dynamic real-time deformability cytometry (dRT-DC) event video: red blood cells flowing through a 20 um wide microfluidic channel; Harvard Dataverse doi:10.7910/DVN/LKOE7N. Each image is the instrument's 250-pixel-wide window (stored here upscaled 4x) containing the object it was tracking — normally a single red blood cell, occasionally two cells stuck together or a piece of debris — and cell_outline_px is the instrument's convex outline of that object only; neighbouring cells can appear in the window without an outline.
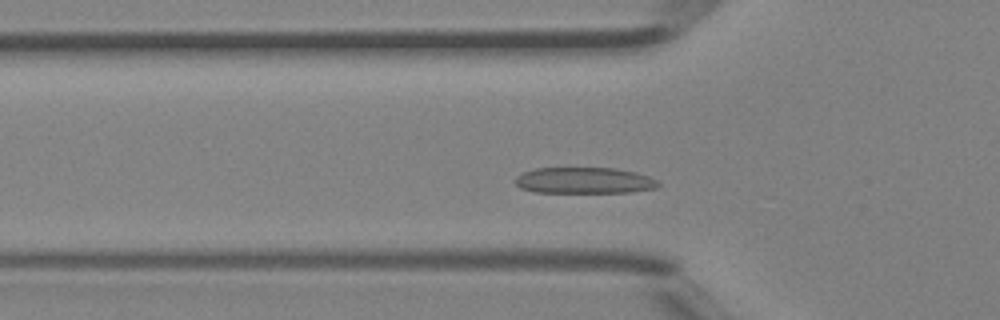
{"species": "Egyptian fruit bat (a non-hibernating species)", "species_latin": "Rousettus aegyptiacus", "temperature_condition": "room temperature", "stored_images_in_passage": 48, "camera_frame_rate_fps": 3000, "um_per_image_px": 0.085, "animal": {"sex": "female"}, "frame": {"image": 1, "passage_image": 16, "time_ms": 5.0, "image_size_px": [1000, 320], "cell_outline_px": [[660, 184], [656, 188], [632, 192], [532, 192], [520, 188], [516, 184], [516, 176], [524, 172], [536, 168], [616, 168], [636, 172], [648, 176], [656, 180]], "centroid_in_image_um": [49.66, 15.34], "position_along_channel_um": 76.1, "area_um2": 21.79}}
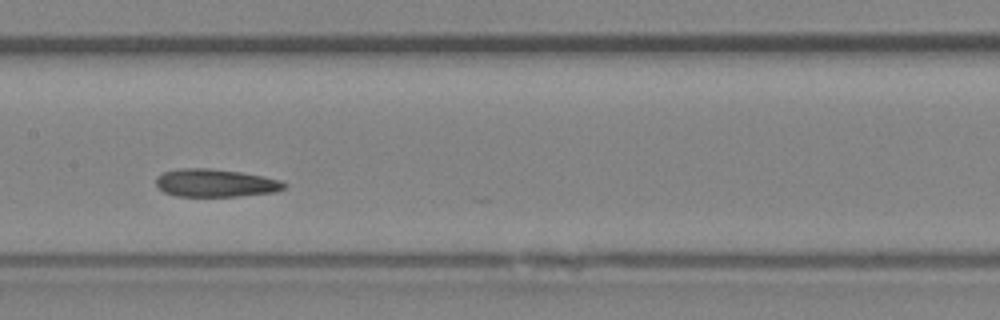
{"frame": {"image": 2, "passage_image": 24, "time_ms": 7.667, "image_size_px": [1000, 320], "cell_outline_px": [[288, 184], [284, 188], [276, 192], [240, 196], [176, 196], [164, 192], [156, 184], [156, 176], [164, 172], [180, 168], [208, 168], [240, 172], [264, 176], [280, 180]], "centroid_in_image_um": [18.33, 15.55], "position_along_channel_um": 189.1, "area_um2": 20.87}}
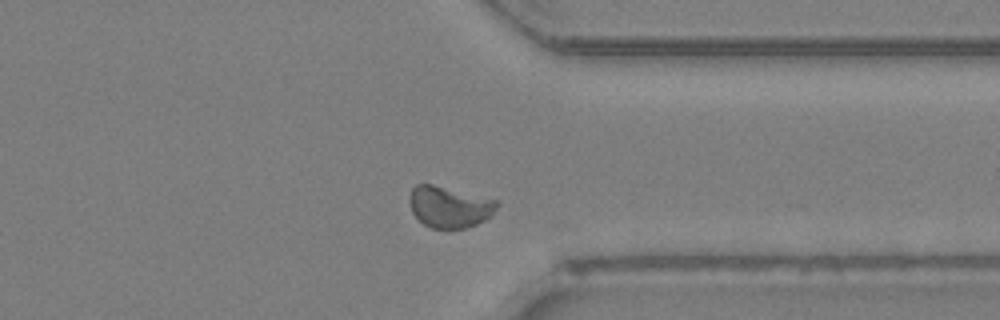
{"frame": {"image": 3, "passage_image": 37, "time_ms": 12.0, "image_size_px": [1000, 320], "cell_outline_px": [[500, 204], [492, 216], [476, 224], [464, 228], [448, 232], [432, 228], [424, 224], [412, 212], [408, 200], [408, 196], [412, 188], [416, 184], [432, 184], [500, 200]], "centroid_in_image_um": [38.22, 17.61], "position_along_channel_um": 373.2, "area_um2": 21.73}, "authors_computed_cell_mechanics": {"area_um2": 21.1548, "velocity_mm_per_s": 4.2826, "shape_relaxation_time_tau1_ms": 4.6627, "shape_relaxation_time_tau2_ms": 0.867, "deformation_change_tau1": 0.117, "deformation_change_tau2": 0.0508}}